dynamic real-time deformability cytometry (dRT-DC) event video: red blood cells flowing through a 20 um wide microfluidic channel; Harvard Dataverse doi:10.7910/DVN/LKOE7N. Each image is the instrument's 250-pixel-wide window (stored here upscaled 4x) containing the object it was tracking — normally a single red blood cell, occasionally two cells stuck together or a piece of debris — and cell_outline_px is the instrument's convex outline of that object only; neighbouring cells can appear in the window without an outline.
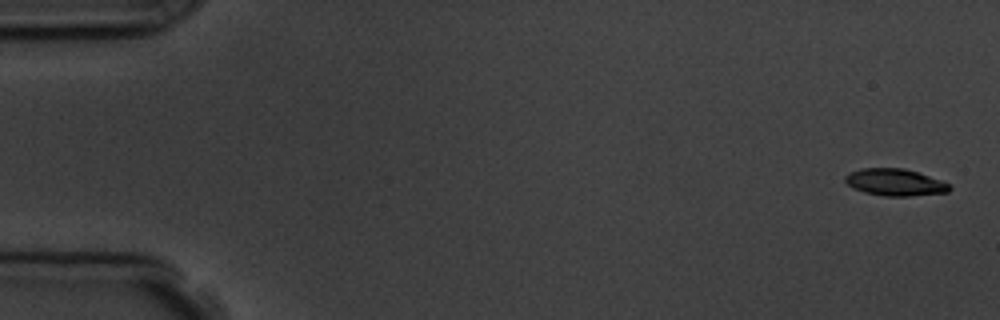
{"species": "common noctule bat (a hibernating species)", "species_latin": "Nyctalus noctula", "temperature_condition": "room temperature", "stored_images_in_passage": 5, "camera_frame_rate_fps": 3000, "um_per_image_px": 0.085, "animal": {"sex": "male", "body_mass_g": 19.5, "forearm_length_mm": 54.6}, "frame": {"image": 1, "passage_image": 1, "time_ms": 0.0, "image_size_px": [1000, 320], "cell_outline_px": [[952, 188], [948, 192], [908, 196], [884, 196], [864, 192], [852, 188], [844, 180], [844, 176], [860, 168], [904, 168], [952, 184]], "centroid_in_image_um": [76.07, 15.5], "position_along_channel_um": 8.9, "area_um2": 16.36}}
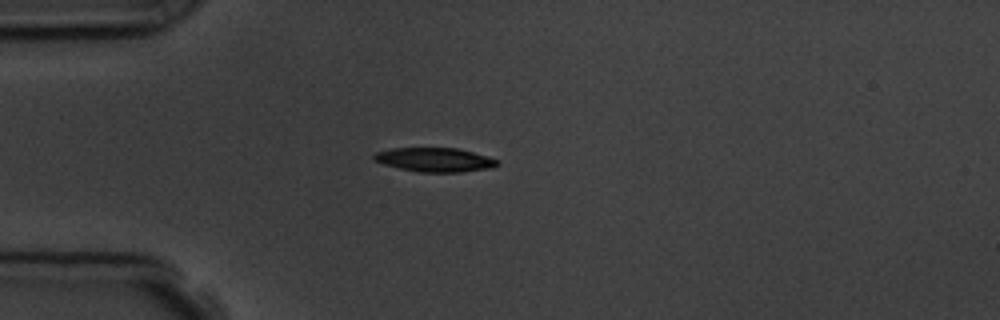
{"frame": {"image": 2, "passage_image": 5, "time_ms": 4.333, "image_size_px": [1000, 320], "cell_outline_px": [[500, 164], [492, 168], [460, 172], [420, 172], [400, 168], [384, 164], [372, 160], [372, 156], [376, 152], [392, 148], [456, 148], [488, 156], [496, 160]], "centroid_in_image_um": [36.94, 13.58], "position_along_channel_um": 48.1, "area_um2": 17.22}}